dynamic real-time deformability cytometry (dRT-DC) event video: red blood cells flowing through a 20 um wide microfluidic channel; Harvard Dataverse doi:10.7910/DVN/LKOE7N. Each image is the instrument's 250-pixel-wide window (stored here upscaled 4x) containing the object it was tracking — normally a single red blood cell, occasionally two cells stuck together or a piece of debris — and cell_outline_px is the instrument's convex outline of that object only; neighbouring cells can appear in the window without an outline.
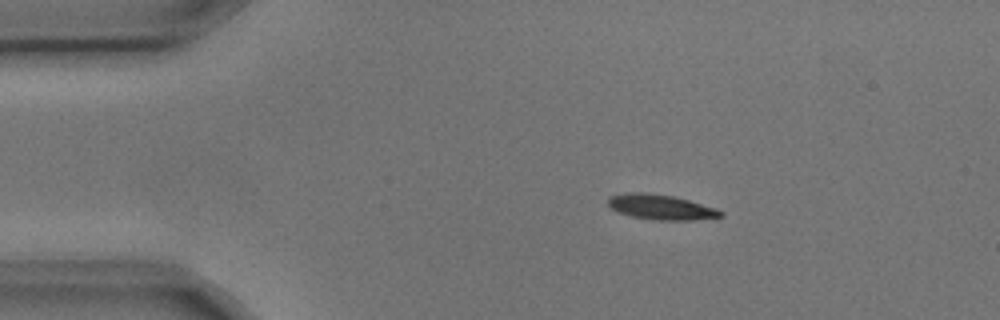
{"species": "common noctule bat (a hibernating species)", "species_latin": "Nyctalus noctula", "temperature_condition": "cold", "stored_images_in_passage": 7, "camera_frame_rate_fps": 3000, "um_per_image_px": 0.085, "animal": {"sex": "male", "body_mass_g": 17.9, "forearm_length_mm": 54.2}, "frame": {"image": 1, "passage_image": 2, "time_ms": 0.333, "image_size_px": [1000, 320], "cell_outline_px": [[724, 216], [692, 220], [660, 220], [632, 216], [616, 212], [608, 204], [608, 196], [628, 192], [644, 192], [672, 196], [688, 200], [716, 208], [724, 212]], "centroid_in_image_um": [56.16, 17.6], "position_along_channel_um": 28.8, "area_um2": 16.36}}
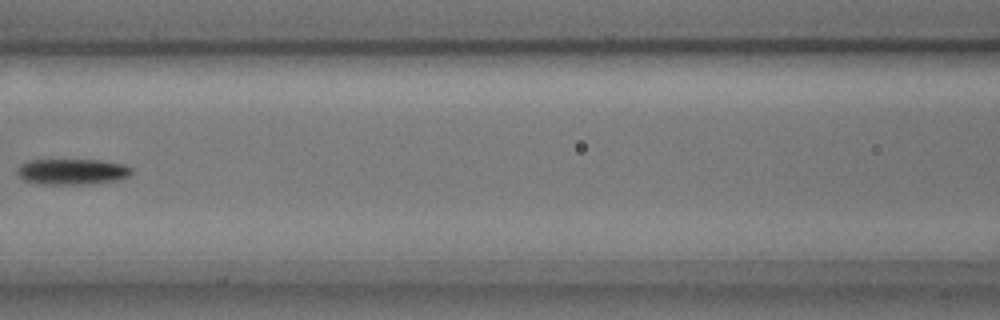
{"frame": {"image": 2, "passage_image": 6, "time_ms": 1.667, "image_size_px": [1000, 320], "cell_outline_px": [[132, 172], [128, 176], [116, 180], [84, 184], [36, 184], [24, 180], [16, 172], [20, 164], [28, 160], [100, 160], [124, 164], [132, 168]], "centroid_in_image_um": [6.11, 14.58], "position_along_channel_um": 160.5, "area_um2": 17.17}}
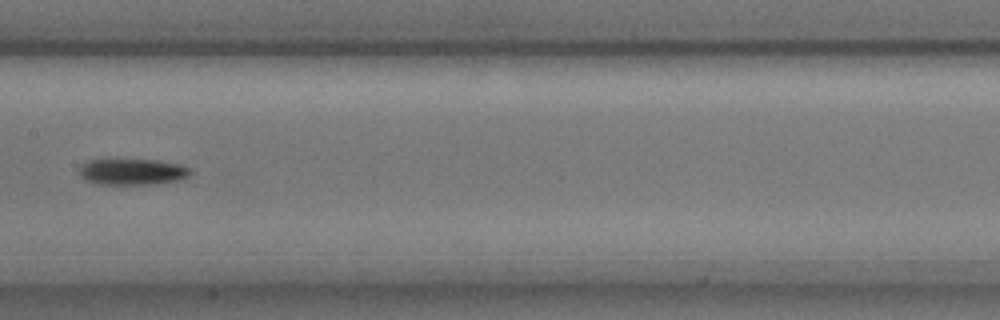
{"frame": {"image": 3, "passage_image": 7, "time_ms": 2.0, "image_size_px": [1000, 320], "cell_outline_px": [[192, 172], [188, 176], [180, 180], [156, 184], [100, 184], [84, 180], [80, 176], [80, 164], [88, 160], [160, 160], [180, 164], [192, 168]], "centroid_in_image_um": [11.28, 14.6], "position_along_channel_um": 196.1, "area_um2": 17.11}}